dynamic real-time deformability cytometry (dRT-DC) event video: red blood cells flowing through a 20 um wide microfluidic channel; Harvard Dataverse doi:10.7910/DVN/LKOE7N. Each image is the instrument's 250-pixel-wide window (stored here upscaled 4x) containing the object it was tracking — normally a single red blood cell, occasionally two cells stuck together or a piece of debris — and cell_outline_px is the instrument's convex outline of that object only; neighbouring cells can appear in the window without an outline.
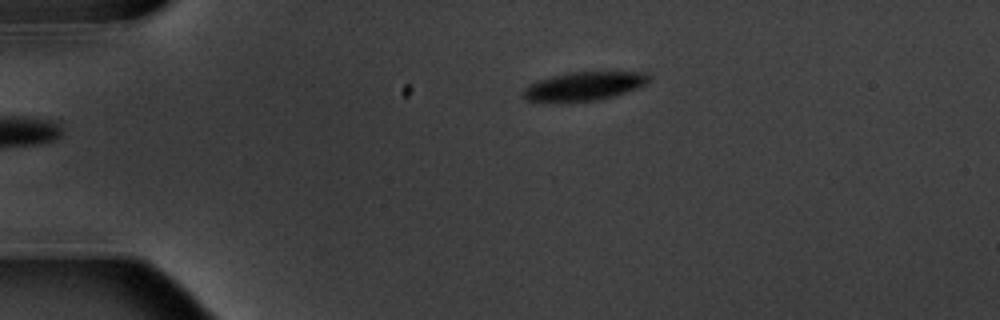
{"species": "common noctule bat (a hibernating species)", "species_latin": "Nyctalus noctula", "temperature_condition": "warm", "stored_images_in_passage": 2, "camera_frame_rate_fps": 3000, "um_per_image_px": 0.085, "animal": {"sex": "male", "body_mass_g": 20.1, "forearm_length_mm": 53.5}, "frame": {"image": 1, "passage_image": 2, "time_ms": 1.333, "image_size_px": [1000, 320], "cell_outline_px": [[652, 80], [636, 88], [612, 96], [596, 100], [560, 104], [528, 100], [520, 96], [524, 88], [528, 84], [536, 80], [568, 72], [648, 72], [652, 76]], "centroid_in_image_um": [49.57, 7.34], "position_along_channel_um": 35.4, "area_um2": 21.56}}